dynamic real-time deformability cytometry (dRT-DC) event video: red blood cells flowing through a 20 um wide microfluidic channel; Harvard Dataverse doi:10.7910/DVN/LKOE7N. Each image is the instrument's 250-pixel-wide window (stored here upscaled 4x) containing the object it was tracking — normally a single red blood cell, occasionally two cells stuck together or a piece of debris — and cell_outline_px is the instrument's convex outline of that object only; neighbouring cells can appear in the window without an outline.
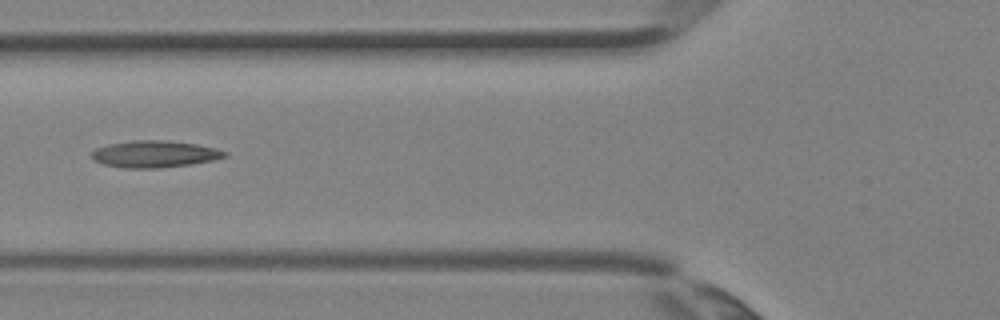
{"species": "Egyptian fruit bat (a non-hibernating species)", "species_latin": "Rousettus aegyptiacus", "temperature_condition": "room temperature", "stored_images_in_passage": 3, "camera_frame_rate_fps": 3000, "um_per_image_px": 0.085, "animal": {"sex": "female"}, "frame": {"image": 1, "passage_image": 3, "time_ms": 0.667, "image_size_px": [1000, 320], "cell_outline_px": [[228, 156], [212, 160], [192, 164], [160, 168], [124, 168], [104, 164], [92, 160], [92, 152], [96, 148], [108, 144], [132, 140], [164, 140], [196, 144], [216, 148], [228, 152]], "centroid_in_image_um": [13.14, 13.09], "position_along_channel_um": 112.7, "area_um2": 20.87}}